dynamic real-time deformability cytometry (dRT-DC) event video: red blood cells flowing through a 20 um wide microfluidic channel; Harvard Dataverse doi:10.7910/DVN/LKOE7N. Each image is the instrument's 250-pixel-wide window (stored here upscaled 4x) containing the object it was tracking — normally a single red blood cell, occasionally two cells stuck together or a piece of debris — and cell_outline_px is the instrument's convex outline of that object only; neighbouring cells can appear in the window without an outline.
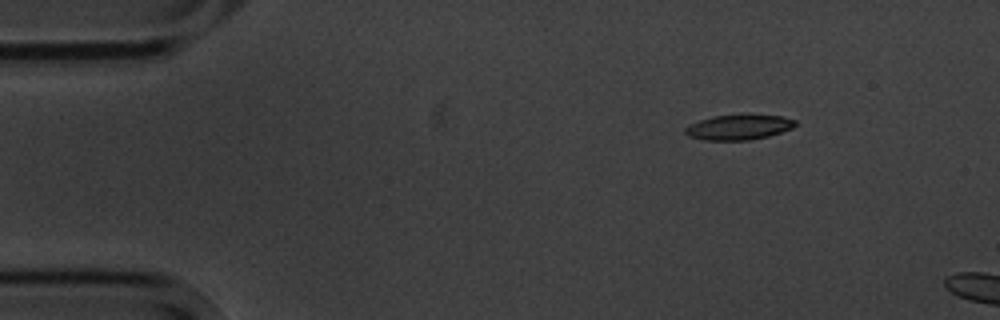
{"species": "common noctule bat (a hibernating species)", "species_latin": "Nyctalus noctula", "temperature_condition": "cold", "stored_images_in_passage": 2, "camera_frame_rate_fps": 3000, "um_per_image_px": 0.085, "animal": {"sex": "male", "body_mass_g": 20.1, "forearm_length_mm": 53.5}, "frame": {"image": 1, "passage_image": 2, "time_ms": 2.0, "image_size_px": [1000, 320], "cell_outline_px": [[796, 124], [792, 128], [768, 136], [748, 140], [704, 140], [688, 136], [684, 132], [684, 128], [688, 124], [712, 116], [784, 116], [796, 120]], "centroid_in_image_um": [62.74, 10.83], "position_along_channel_um": 22.3, "area_um2": 15.78}}